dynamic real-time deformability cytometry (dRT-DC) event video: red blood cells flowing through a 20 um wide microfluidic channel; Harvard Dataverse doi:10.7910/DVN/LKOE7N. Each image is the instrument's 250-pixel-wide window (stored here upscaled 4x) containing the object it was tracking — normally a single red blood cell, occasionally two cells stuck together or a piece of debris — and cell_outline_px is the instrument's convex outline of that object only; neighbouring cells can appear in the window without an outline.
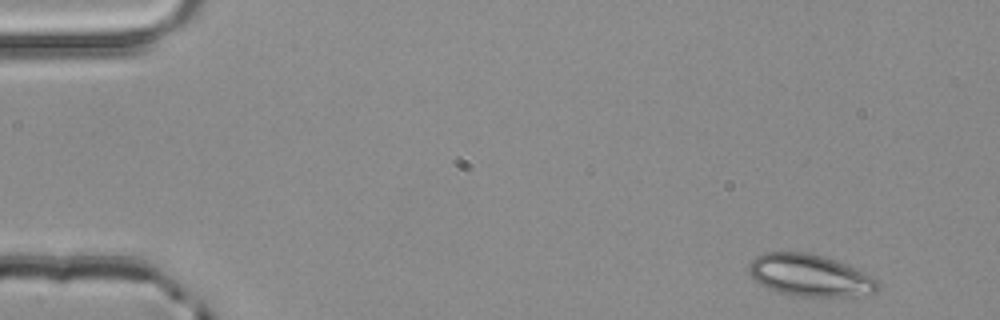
{"species": "common noctule bat (a hibernating species)", "species_latin": "Nyctalus noctula", "temperature_condition": "room temperature", "stored_images_in_passage": 4, "camera_frame_rate_fps": 3000, "um_per_image_px": 0.085, "animal": {"sex": "male", "body_mass_g": 20.4}, "frame": {"image": 1, "passage_image": 1, "time_ms": 0.0, "image_size_px": [1000, 320], "cell_outline_px": [[880, 280], [876, 288], [872, 292], [852, 296], [788, 296], [768, 288], [760, 284], [748, 272], [748, 268], [752, 260], [756, 256], [764, 252], [808, 252], [836, 260], [864, 272]], "centroid_in_image_um": [68.81, 23.4], "position_along_channel_um": 16.2, "area_um2": 31.39}}